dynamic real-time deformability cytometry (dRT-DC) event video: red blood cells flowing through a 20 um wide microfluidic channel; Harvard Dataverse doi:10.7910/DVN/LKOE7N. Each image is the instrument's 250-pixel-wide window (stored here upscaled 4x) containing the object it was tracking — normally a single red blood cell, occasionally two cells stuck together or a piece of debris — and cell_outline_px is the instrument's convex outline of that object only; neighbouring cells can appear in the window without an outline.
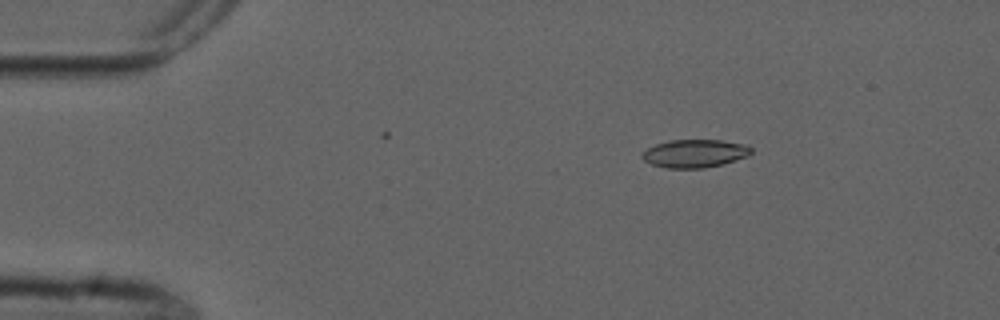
{"species": "common noctule bat (a hibernating species)", "species_latin": "Nyctalus noctula", "temperature_condition": "cold", "stored_images_in_passage": 5, "camera_frame_rate_fps": 3000, "um_per_image_px": 0.085, "animal": {"sex": "male", "forearm_length_mm": 52.5}, "frame": {"image": 1, "passage_image": 3, "time_ms": 2.333, "image_size_px": [1000, 320], "cell_outline_px": [[752, 152], [748, 156], [724, 164], [704, 168], [668, 168], [652, 164], [644, 160], [640, 156], [648, 148], [656, 144], [668, 140], [724, 140], [748, 144], [752, 148]], "centroid_in_image_um": [59.11, 13.04], "position_along_channel_um": 25.9, "area_um2": 17.98}}